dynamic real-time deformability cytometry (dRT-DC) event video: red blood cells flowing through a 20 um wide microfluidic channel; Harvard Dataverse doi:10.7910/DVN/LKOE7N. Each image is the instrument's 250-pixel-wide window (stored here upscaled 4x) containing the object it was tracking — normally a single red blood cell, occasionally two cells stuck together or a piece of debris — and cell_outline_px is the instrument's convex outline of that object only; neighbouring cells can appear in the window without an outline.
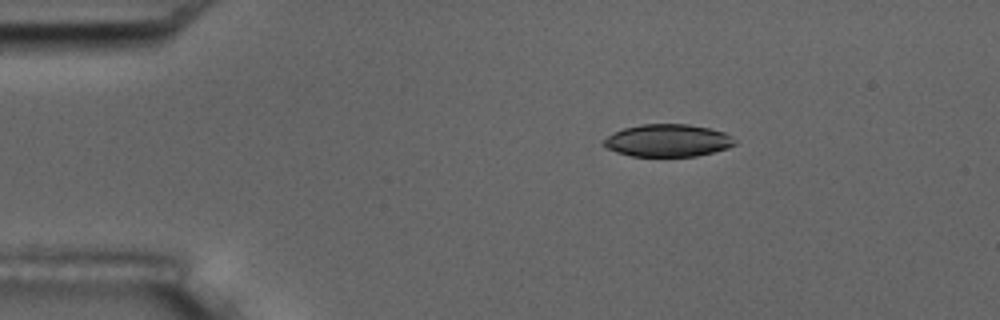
{"species": "common noctule bat (a hibernating species)", "species_latin": "Nyctalus noctula", "temperature_condition": "room temperature", "stored_images_in_passage": 6, "camera_frame_rate_fps": 3000, "um_per_image_px": 0.085, "animal": {"sex": "male", "body_mass_g": 17.5, "forearm_length_mm": 52.3}, "frame": {"image": 1, "passage_image": 6, "time_ms": 7.0, "image_size_px": [1000, 320], "cell_outline_px": [[736, 144], [728, 148], [696, 156], [632, 156], [616, 152], [600, 144], [600, 140], [624, 128], [640, 124], [688, 124], [708, 128], [724, 132], [732, 136], [736, 140]], "centroid_in_image_um": [56.75, 11.94], "position_along_channel_um": 28.3, "area_um2": 24.85}}